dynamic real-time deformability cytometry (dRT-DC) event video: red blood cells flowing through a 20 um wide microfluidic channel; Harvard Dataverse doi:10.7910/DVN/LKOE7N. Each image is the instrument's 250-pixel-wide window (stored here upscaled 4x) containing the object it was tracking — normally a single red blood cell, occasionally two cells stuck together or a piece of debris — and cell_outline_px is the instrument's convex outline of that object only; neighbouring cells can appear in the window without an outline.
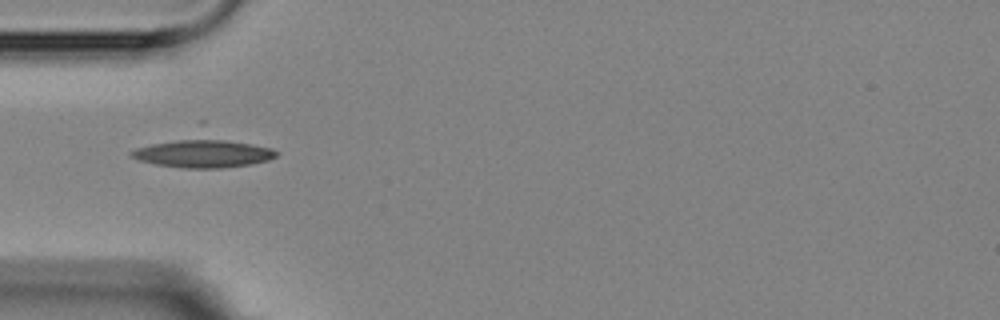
{"species": "Egyptian fruit bat (a non-hibernating species)", "species_latin": "Rousettus aegyptiacus", "temperature_condition": "room temperature", "stored_images_in_passage": 7, "camera_frame_rate_fps": 3000, "um_per_image_px": 0.085, "animal": {"sex": "female"}, "frame": {"image": 1, "passage_image": 1, "time_ms": 0.0, "image_size_px": [1000, 320], "cell_outline_px": [[280, 152], [276, 156], [268, 160], [252, 164], [220, 168], [188, 168], [156, 164], [140, 160], [128, 156], [128, 152], [136, 148], [200, 120], [204, 120], [272, 148]], "centroid_in_image_um": [17.29, 12.62], "position_along_channel_um": 67.7, "area_um2": 31.73}}
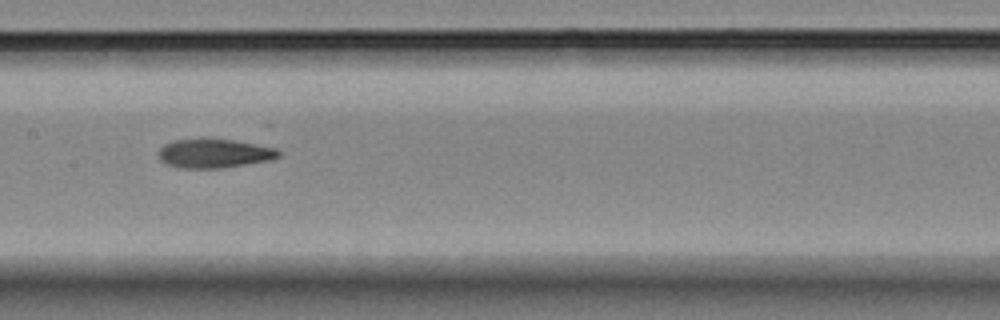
{"frame": {"image": 2, "passage_image": 4, "time_ms": 3.333, "image_size_px": [1000, 320], "cell_outline_px": [[280, 156], [272, 160], [220, 168], [180, 168], [168, 164], [160, 160], [156, 152], [164, 144], [172, 140], [200, 136], [208, 136], [236, 140], [276, 148], [280, 152]], "centroid_in_image_um": [18.16, 12.99], "position_along_channel_um": 189.2, "area_um2": 21.15}}
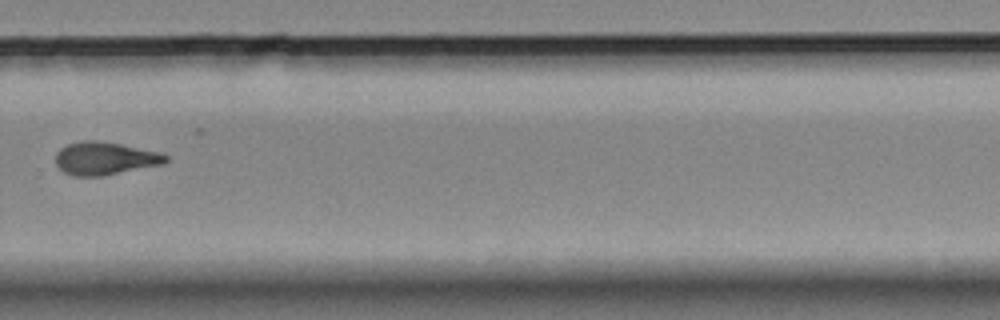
{"frame": {"image": 3, "passage_image": 7, "time_ms": 7.0, "image_size_px": [1000, 320], "cell_outline_px": [[168, 160], [164, 164], [104, 176], [72, 176], [64, 172], [56, 164], [56, 152], [60, 148], [68, 144], [84, 140], [96, 140], [120, 144], [160, 152], [168, 156]], "centroid_in_image_um": [8.92, 13.47], "position_along_channel_um": 320.9, "area_um2": 21.21}}